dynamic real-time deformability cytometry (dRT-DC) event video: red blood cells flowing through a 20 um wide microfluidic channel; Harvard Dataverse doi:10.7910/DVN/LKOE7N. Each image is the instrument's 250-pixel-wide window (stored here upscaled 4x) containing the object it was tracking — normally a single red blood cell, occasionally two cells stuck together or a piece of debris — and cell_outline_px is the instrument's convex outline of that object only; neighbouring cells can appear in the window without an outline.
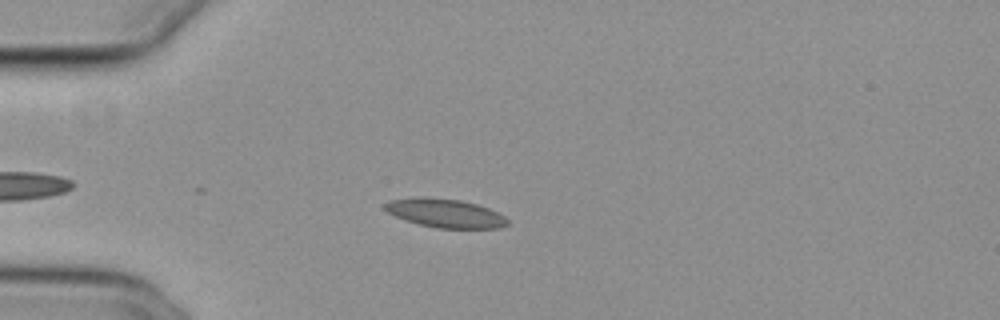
{"species": "common noctule bat (a hibernating species)", "species_latin": "Nyctalus noctula", "temperature_condition": "cold", "stored_images_in_passage": 11, "camera_frame_rate_fps": 3000, "um_per_image_px": 0.085, "animal": {"sex": "female", "body_mass_g": 29.2, "forearm_length_mm": 56.3}, "frame": {"image": 1, "passage_image": 2, "time_ms": 0.333, "image_size_px": [1000, 320], "cell_outline_px": [[508, 224], [500, 228], [436, 228], [404, 220], [388, 212], [384, 208], [384, 204], [388, 200], [420, 196], [424, 196], [460, 200], [476, 204], [488, 208], [504, 216], [508, 220]], "centroid_in_image_um": [37.81, 18.11], "position_along_channel_um": 47.2, "area_um2": 20.52}}
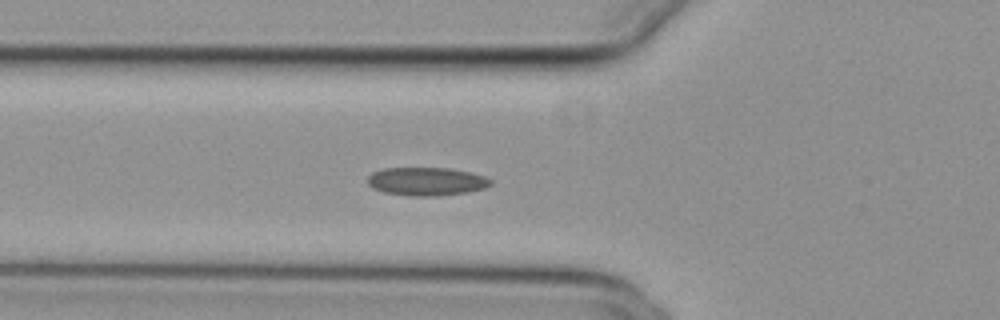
{"frame": {"image": 2, "passage_image": 7, "time_ms": 2.0, "image_size_px": [1000, 320], "cell_outline_px": [[492, 184], [484, 188], [468, 192], [436, 196], [408, 196], [384, 192], [372, 188], [368, 184], [368, 176], [372, 172], [380, 168], [448, 168], [468, 172], [484, 176], [492, 180]], "centroid_in_image_um": [36.22, 15.42], "position_along_channel_um": 89.6, "area_um2": 20.35}}
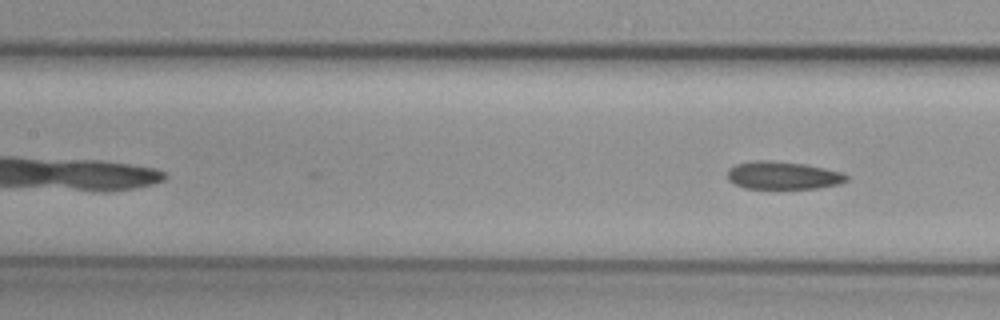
{"frame": {"image": 3, "passage_image": 11, "time_ms": 3.333, "image_size_px": [1000, 320], "cell_outline_px": [[848, 180], [840, 184], [816, 188], [744, 188], [728, 180], [728, 168], [736, 164], [752, 160], [768, 160], [804, 164], [824, 168], [840, 172], [848, 176]], "centroid_in_image_um": [66.53, 14.9], "position_along_channel_um": 140.9, "area_um2": 19.19}}